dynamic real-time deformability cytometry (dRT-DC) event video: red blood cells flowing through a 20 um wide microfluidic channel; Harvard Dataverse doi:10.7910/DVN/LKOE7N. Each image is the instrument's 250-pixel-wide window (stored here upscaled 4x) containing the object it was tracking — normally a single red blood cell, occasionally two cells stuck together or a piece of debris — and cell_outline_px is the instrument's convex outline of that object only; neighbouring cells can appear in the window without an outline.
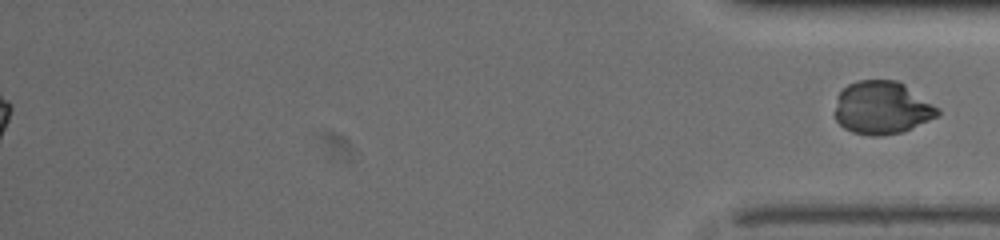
{"species": "common noctule bat (a hibernating species)", "species_latin": "Nyctalus noctula", "temperature_condition": "warm", "stored_images_in_passage": 47, "segment_of_instrument_passage": [2, 2], "camera_frame_rate_fps": 3000, "um_per_image_px": 0.085, "animal": {"sex": "female", "body_mass_g": 19.5, "forearm_length_mm": 54.1}, "frame": {"image": 1, "passage_image": 47, "time_ms": 15.333, "image_size_px": [1000, 240], "cell_outline_px": [[940, 116], [900, 132], [880, 136], [868, 136], [852, 132], [844, 128], [836, 120], [836, 108], [840, 92], [848, 84], [856, 80], [896, 80], [904, 84], [936, 108], [940, 112]], "centroid_in_image_um": [74.94, 9.17], "position_along_channel_um": 360.3, "area_um2": 31.21}}